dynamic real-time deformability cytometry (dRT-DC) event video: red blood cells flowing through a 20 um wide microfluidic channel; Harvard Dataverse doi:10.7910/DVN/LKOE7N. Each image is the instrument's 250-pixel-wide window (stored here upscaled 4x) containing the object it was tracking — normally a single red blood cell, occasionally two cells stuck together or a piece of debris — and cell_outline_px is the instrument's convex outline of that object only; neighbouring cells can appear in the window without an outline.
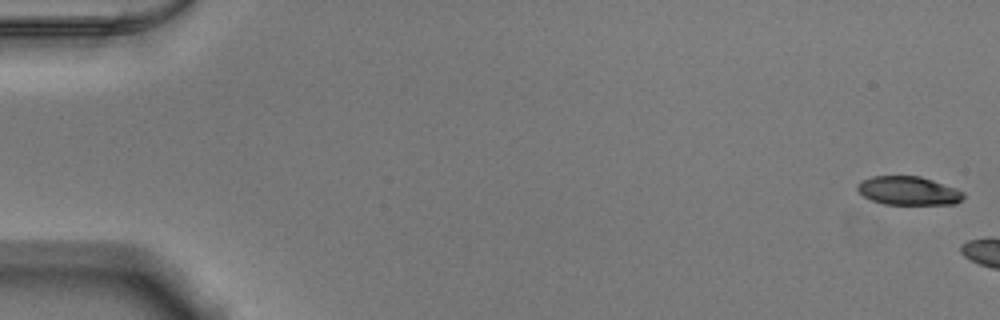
{"species": "Egyptian fruit bat (a non-hibernating species)", "species_latin": "Rousettus aegyptiacus", "temperature_condition": "warm", "stored_images_in_passage": 6, "camera_frame_rate_fps": 3000, "um_per_image_px": 0.085, "animal": {"sex": "male"}, "frame": {"image": 1, "passage_image": 1, "time_ms": 0.0, "image_size_px": [1000, 320], "cell_outline_px": [[964, 196], [956, 204], [884, 204], [872, 200], [864, 196], [856, 188], [856, 184], [860, 180], [872, 176], [920, 176], [956, 188], [964, 192]], "centroid_in_image_um": [77.19, 16.2], "position_along_channel_um": 7.8, "area_um2": 17.69}}